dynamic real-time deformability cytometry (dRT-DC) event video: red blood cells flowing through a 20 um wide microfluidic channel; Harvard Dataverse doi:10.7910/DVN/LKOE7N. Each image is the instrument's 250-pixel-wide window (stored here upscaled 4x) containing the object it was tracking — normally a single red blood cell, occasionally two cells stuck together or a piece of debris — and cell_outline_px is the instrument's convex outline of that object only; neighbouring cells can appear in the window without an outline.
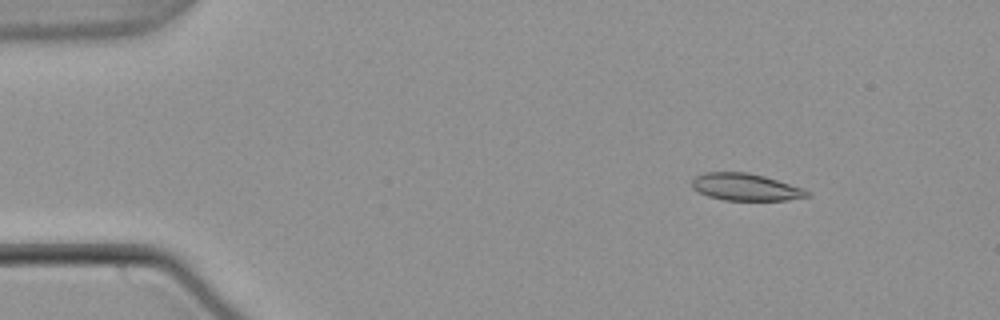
{"species": "common noctule bat (a hibernating species)", "species_latin": "Nyctalus noctula", "temperature_condition": "warm", "stored_images_in_passage": 48, "camera_frame_rate_fps": 3000, "um_per_image_px": 0.085, "animal": {"sex": "male", "body_mass_g": 21.5, "forearm_length_mm": 52.0}, "frame": {"image": 1, "passage_image": 1, "time_ms": 0.0, "image_size_px": [1000, 320], "cell_outline_px": [[812, 196], [788, 200], [724, 200], [708, 196], [692, 188], [692, 180], [696, 176], [704, 172], [748, 172], [764, 176], [804, 188], [812, 192]], "centroid_in_image_um": [63.42, 15.9], "position_along_channel_um": 21.6, "area_um2": 18.32}}
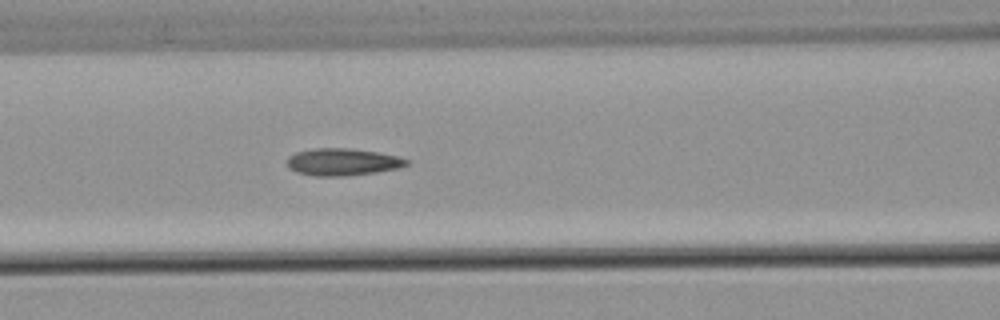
{"frame": {"image": 2, "passage_image": 17, "time_ms": 5.333, "image_size_px": [1000, 320], "cell_outline_px": [[412, 160], [408, 164], [400, 168], [376, 172], [344, 176], [316, 176], [296, 172], [288, 168], [288, 156], [296, 152], [316, 148], [348, 148], [376, 152], [400, 156]], "centroid_in_image_um": [29.16, 13.77], "position_along_channel_um": 137.4, "area_um2": 19.02}}
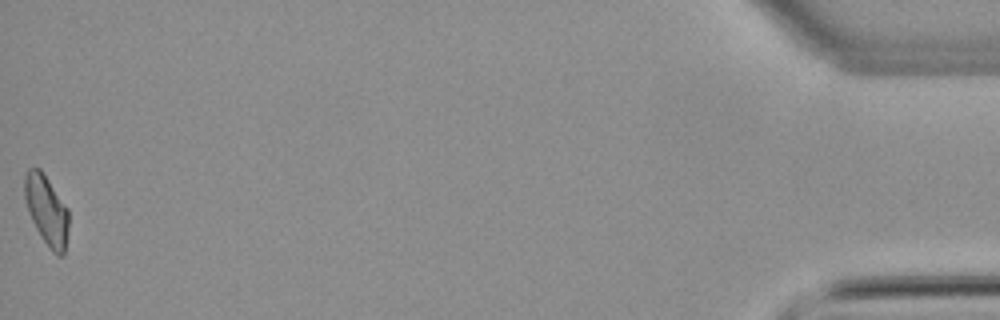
{"frame": {"image": 3, "passage_image": 48, "time_ms": 15.667, "image_size_px": [1000, 320], "cell_outline_px": [[68, 228], [64, 256], [56, 256], [52, 252], [40, 236], [32, 220], [24, 196], [24, 176], [28, 168], [40, 168], [68, 208]], "centroid_in_image_um": [3.96, 17.89], "position_along_channel_um": 431.2, "area_um2": 17.92}, "authors_computed_cell_mechanics": {"area_um2": 18.4382, "velocity_mm_per_s": 3.8059, "shape_relaxation_time_tau1_ms": null, "shape_relaxation_time_tau2_ms": 2.1641, "deformation_change_tau1": null, "deformation_change_tau2": 0.0751}}